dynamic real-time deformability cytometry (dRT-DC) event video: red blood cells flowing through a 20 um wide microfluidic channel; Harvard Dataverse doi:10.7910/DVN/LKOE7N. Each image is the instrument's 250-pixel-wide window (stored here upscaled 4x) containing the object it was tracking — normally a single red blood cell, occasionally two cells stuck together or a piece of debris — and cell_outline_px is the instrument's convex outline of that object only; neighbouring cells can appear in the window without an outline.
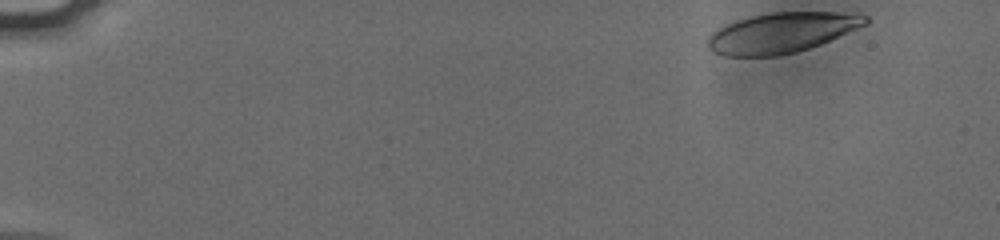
{"species": "human", "species_latin": "Homo sapiens", "temperature_condition": "cold", "stored_images_in_passage": 51, "camera_frame_rate_fps": 3000, "um_per_image_px": 0.085, "donor": {"sex": "male"}, "frame": {"image": 1, "passage_image": 1, "time_ms": 0.0, "image_size_px": [1000, 240], "cell_outline_px": [[868, 24], [820, 44], [796, 52], [776, 56], [724, 56], [708, 48], [708, 36], [712, 32], [736, 20], [768, 12], [832, 12], [868, 16]], "centroid_in_image_um": [66.42, 2.78], "position_along_channel_um": 18.6, "area_um2": 36.59}}
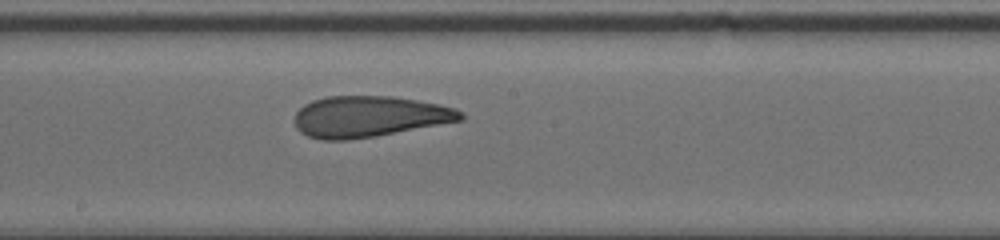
{"frame": {"image": 2, "passage_image": 28, "time_ms": 9.0, "image_size_px": [1000, 240], "cell_outline_px": [[464, 120], [376, 136], [348, 140], [320, 140], [308, 136], [300, 132], [296, 128], [296, 112], [304, 104], [312, 100], [328, 96], [392, 96], [416, 100], [456, 108], [464, 112]], "centroid_in_image_um": [31.38, 9.91], "position_along_channel_um": 216.8, "area_um2": 39.82}}
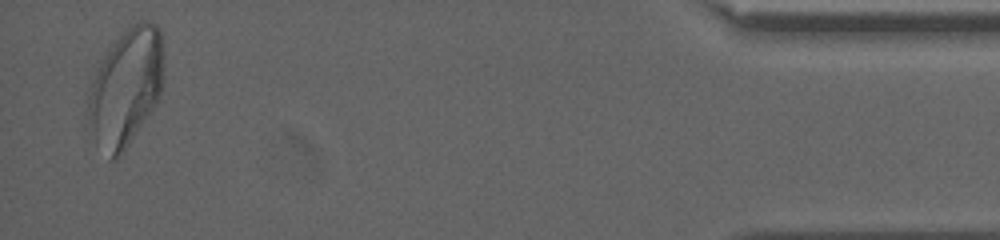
{"frame": {"image": 3, "passage_image": 50, "time_ms": 16.333, "image_size_px": [1000, 240], "cell_outline_px": [[164, 80], [160, 96], [156, 104], [124, 152], [116, 160], [108, 160], [96, 140], [88, 120], [88, 96], [92, 80], [96, 68], [104, 52], [132, 24], [140, 20], [148, 20], [156, 24], [160, 28], [164, 68]], "centroid_in_image_um": [10.72, 7.42], "position_along_channel_um": 424.5, "area_um2": 52.14}, "authors_computed_cell_mechanics": {"area_um2": 39.8242, "velocity_mm_per_s": 3.7882, "shape_relaxation_time_tau1_ms": 5.6413, "shape_relaxation_time_tau2_ms": 1.7153, "deformation_change_tau1": 0.1744, "deformation_change_tau2": 0.0975}}